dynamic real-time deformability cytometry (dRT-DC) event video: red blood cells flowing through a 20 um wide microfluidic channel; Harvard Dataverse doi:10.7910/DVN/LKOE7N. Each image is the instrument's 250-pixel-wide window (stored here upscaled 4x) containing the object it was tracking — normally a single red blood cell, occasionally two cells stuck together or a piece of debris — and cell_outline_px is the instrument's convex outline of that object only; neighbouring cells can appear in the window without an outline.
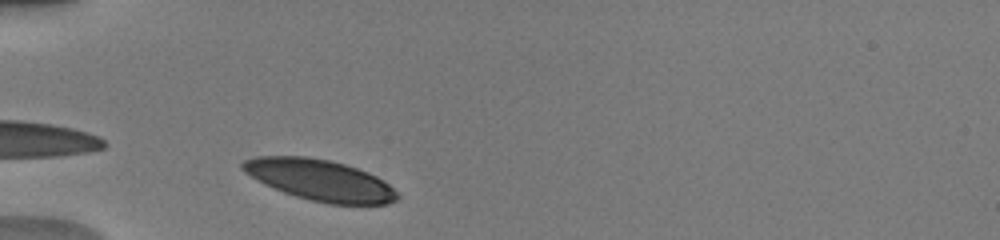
{"species": "human", "species_latin": "Homo sapiens", "temperature_condition": "warm", "stored_images_in_passage": 30, "camera_frame_rate_fps": 3000, "um_per_image_px": 0.085, "donor": {"sex": "male"}, "frame": {"image": 1, "passage_image": 1, "time_ms": 0.0, "image_size_px": [1000, 240], "cell_outline_px": [[400, 196], [396, 200], [388, 204], [328, 204], [296, 196], [284, 192], [264, 184], [244, 172], [240, 168], [240, 164], [244, 160], [256, 156], [308, 156], [328, 160], [344, 164], [368, 172], [384, 180]], "centroid_in_image_um": [27.18, 15.3], "position_along_channel_um": 57.8, "area_um2": 36.93}}
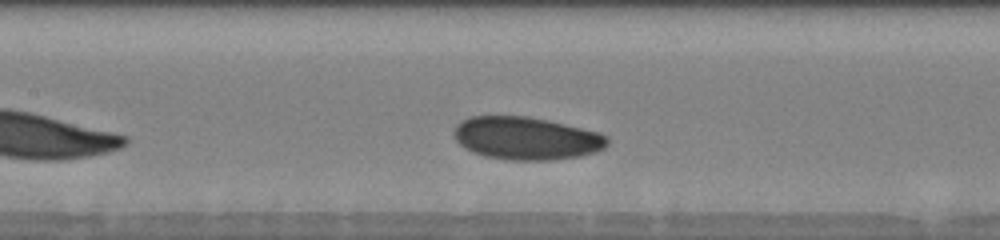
{"frame": {"image": 2, "passage_image": 10, "time_ms": 3.0, "image_size_px": [1000, 240], "cell_outline_px": [[608, 144], [604, 148], [596, 152], [580, 156], [552, 160], [508, 160], [484, 156], [472, 152], [464, 148], [452, 136], [452, 132], [456, 124], [460, 120], [468, 116], [528, 116], [548, 120], [600, 132], [608, 136]], "centroid_in_image_um": [44.71, 11.75], "position_along_channel_um": 162.7, "area_um2": 38.78}}
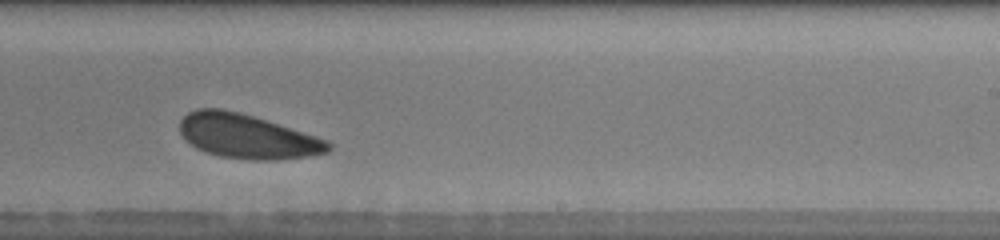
{"frame": {"image": 3, "passage_image": 18, "time_ms": 5.667, "image_size_px": [1000, 240], "cell_outline_px": [[332, 148], [328, 152], [312, 156], [280, 160], [248, 160], [220, 156], [204, 152], [196, 148], [180, 132], [180, 120], [188, 112], [196, 108], [224, 108], [240, 112], [316, 136], [328, 140], [332, 144]], "centroid_in_image_um": [21.03, 11.6], "position_along_channel_um": 268.0, "area_um2": 38.49}, "authors_computed_cell_mechanics": {"area_um2": 38.5815, "velocity_mm_per_s": 3.9626, "shape_relaxation_time_tau1_ms": 2.7088, "shape_relaxation_time_tau2_ms": null, "deformation_change_tau1": 0.0916, "deformation_change_tau2": null}}